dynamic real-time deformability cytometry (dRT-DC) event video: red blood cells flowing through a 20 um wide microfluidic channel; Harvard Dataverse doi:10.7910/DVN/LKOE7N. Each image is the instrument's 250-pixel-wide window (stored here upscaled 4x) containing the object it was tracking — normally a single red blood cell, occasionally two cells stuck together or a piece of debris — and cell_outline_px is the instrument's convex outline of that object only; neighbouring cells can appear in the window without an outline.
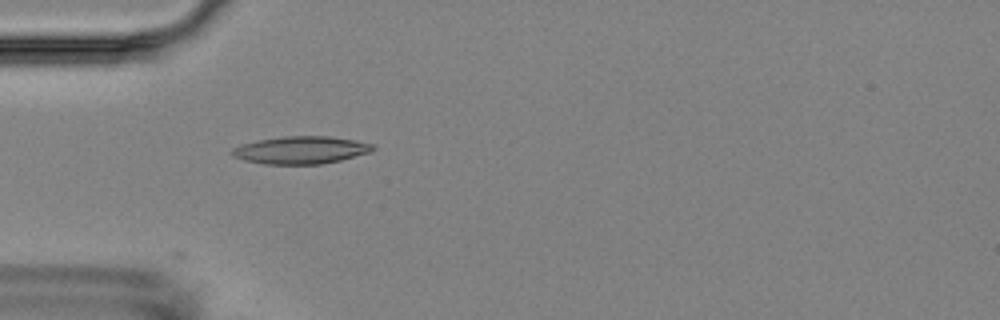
{"species": "Egyptian fruit bat (a non-hibernating species)", "species_latin": "Rousettus aegyptiacus", "temperature_condition": "room temperature", "stored_images_in_passage": 4, "camera_frame_rate_fps": 3000, "um_per_image_px": 0.085, "animal": {"sex": "female"}, "frame": {"image": 1, "passage_image": 4, "time_ms": 4.667, "image_size_px": [1000, 320], "cell_outline_px": [[376, 148], [368, 152], [340, 160], [320, 164], [264, 164], [244, 160], [232, 156], [232, 148], [240, 144], [260, 140], [284, 136], [328, 136], [356, 140], [376, 144]], "centroid_in_image_um": [25.57, 12.75], "position_along_channel_um": 59.4, "area_um2": 22.54}}